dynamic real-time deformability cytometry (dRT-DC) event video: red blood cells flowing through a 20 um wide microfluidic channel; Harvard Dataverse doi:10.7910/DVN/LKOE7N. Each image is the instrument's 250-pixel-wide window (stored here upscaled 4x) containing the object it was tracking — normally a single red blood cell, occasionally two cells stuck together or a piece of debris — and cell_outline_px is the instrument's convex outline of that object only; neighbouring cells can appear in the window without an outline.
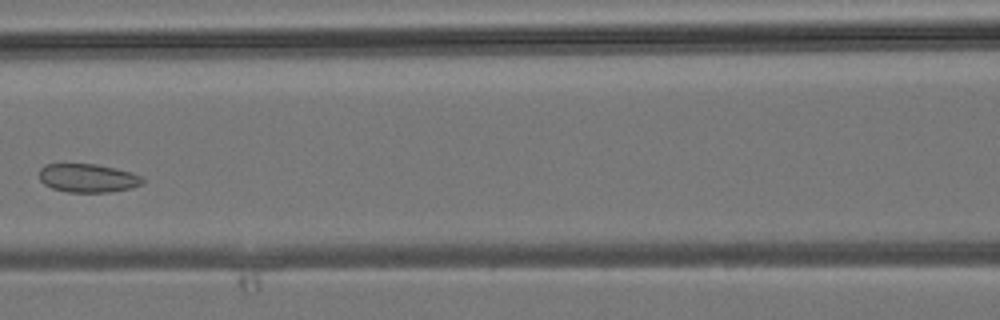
{"species": "common noctule bat (a hibernating species)", "species_latin": "Nyctalus noctula", "temperature_condition": "room temperature", "stored_images_in_passage": 7, "camera_frame_rate_fps": 3000, "um_per_image_px": 0.085, "animal": {"sex": "male", "body_mass_g": 19.2, "forearm_length_mm": 51.8}, "frame": {"image": 1, "passage_image": 7, "time_ms": 2.0, "image_size_px": [1000, 320], "cell_outline_px": [[144, 180], [140, 184], [132, 188], [108, 192], [68, 192], [52, 188], [44, 184], [40, 180], [40, 168], [44, 164], [96, 164], [116, 168], [132, 172], [140, 176]], "centroid_in_image_um": [7.45, 15.13], "position_along_channel_um": 159.1, "area_um2": 17.17}}